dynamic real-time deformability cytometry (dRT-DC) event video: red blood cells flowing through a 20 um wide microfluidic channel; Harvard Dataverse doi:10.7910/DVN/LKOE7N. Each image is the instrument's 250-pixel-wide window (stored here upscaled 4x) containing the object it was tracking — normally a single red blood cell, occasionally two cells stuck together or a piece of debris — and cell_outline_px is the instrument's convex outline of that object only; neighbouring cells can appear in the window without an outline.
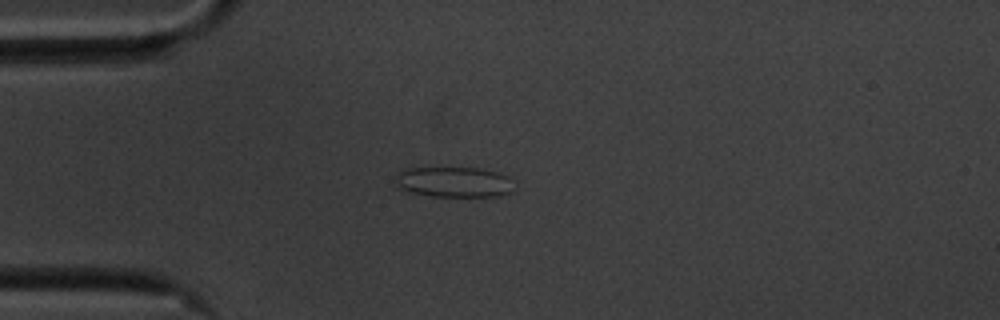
{"species": "common noctule bat (a hibernating species)", "species_latin": "Nyctalus noctula", "temperature_condition": "cold", "stored_images_in_passage": 43, "camera_frame_rate_fps": 3000, "um_per_image_px": 0.085, "animal": {"sex": "male", "body_mass_g": 20.1, "forearm_length_mm": 53.5}, "frame": {"image": 1, "passage_image": 1, "time_ms": 0.0, "image_size_px": [1000, 320], "cell_outline_px": [[516, 188], [512, 192], [500, 196], [432, 196], [408, 192], [396, 188], [396, 172], [404, 168], [476, 168], [496, 172], [508, 176]], "centroid_in_image_um": [38.56, 15.48], "position_along_channel_um": 46.4, "area_um2": 21.33}}
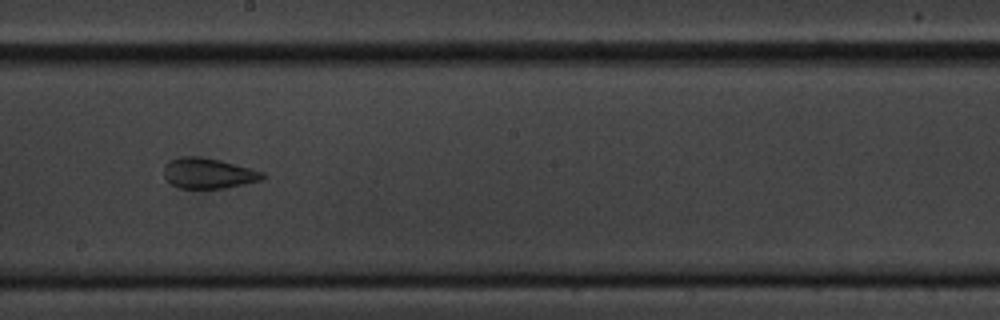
{"frame": {"image": 2, "passage_image": 18, "time_ms": 5.667, "image_size_px": [1000, 320], "cell_outline_px": [[264, 180], [228, 188], [180, 188], [172, 184], [164, 176], [164, 168], [168, 160], [180, 156], [200, 156], [220, 160], [264, 172]], "centroid_in_image_um": [17.72, 14.72], "position_along_channel_um": 230.5, "area_um2": 17.63}}
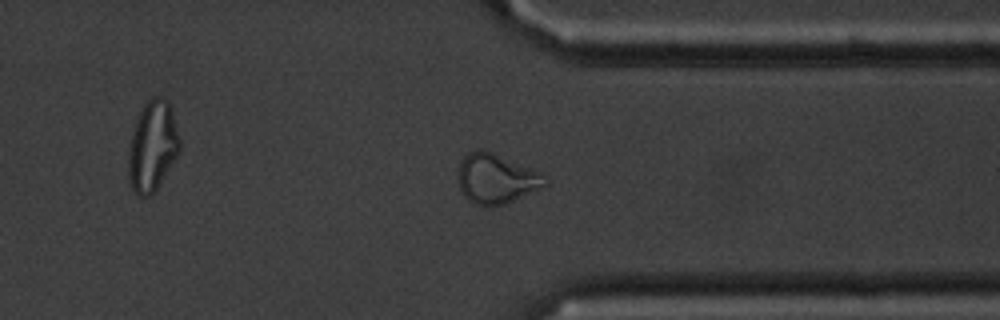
{"frame": {"image": 3, "passage_image": 30, "time_ms": 9.667, "image_size_px": [1000, 320], "cell_outline_px": [[548, 184], [544, 188], [504, 204], [476, 204], [468, 200], [464, 196], [460, 188], [456, 172], [460, 160], [468, 152], [476, 148], [480, 148], [492, 152], [540, 172], [548, 180]], "centroid_in_image_um": [42.16, 15.16], "position_along_channel_um": 369.2, "area_um2": 25.32}, "authors_computed_cell_mechanics": {"area_um2": 18.207, "velocity_mm_per_s": 3.5059, "shape_relaxation_time_tau1_ms": null, "shape_relaxation_time_tau2_ms": 1.847, "deformation_change_tau1": null, "deformation_change_tau2": 0.0862}}